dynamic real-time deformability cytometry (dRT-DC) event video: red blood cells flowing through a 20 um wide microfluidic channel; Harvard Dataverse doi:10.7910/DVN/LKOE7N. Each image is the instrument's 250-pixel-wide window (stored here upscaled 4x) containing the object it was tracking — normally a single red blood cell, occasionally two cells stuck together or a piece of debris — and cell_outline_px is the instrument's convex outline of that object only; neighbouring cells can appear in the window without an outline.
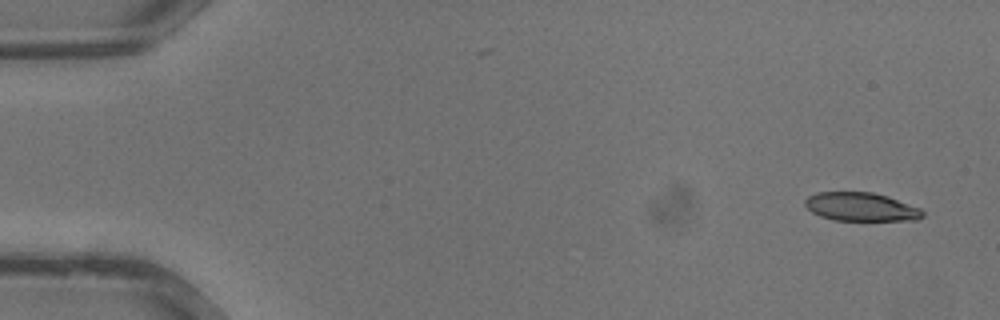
{"species": "common noctule bat (a hibernating species)", "species_latin": "Nyctalus noctula", "temperature_condition": "warm", "stored_images_in_passage": 34, "camera_frame_rate_fps": 3000, "um_per_image_px": 0.085, "animal": {"sex": "male", "body_mass_g": 13.3}, "frame": {"image": 1, "passage_image": 1, "time_ms": 0.0, "image_size_px": [1000, 320], "cell_outline_px": [[924, 216], [916, 220], [836, 220], [820, 216], [812, 212], [804, 204], [804, 200], [808, 196], [816, 192], [872, 192], [888, 196], [920, 208], [924, 212]], "centroid_in_image_um": [73.18, 17.57], "position_along_channel_um": 11.8, "area_um2": 19.54}}
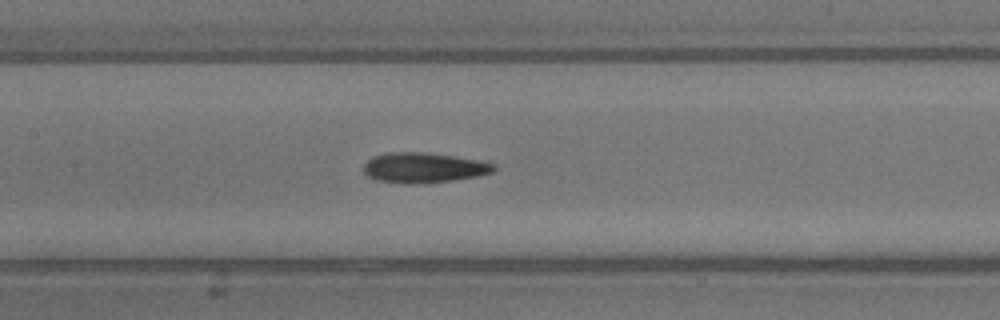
{"frame": {"image": 2, "passage_image": 16, "time_ms": 5.0, "image_size_px": [1000, 320], "cell_outline_px": [[496, 168], [492, 172], [476, 176], [452, 180], [412, 184], [404, 184], [376, 180], [368, 176], [364, 172], [364, 164], [372, 156], [392, 152], [420, 152], [452, 156], [480, 160], [496, 164]], "centroid_in_image_um": [35.99, 14.25], "position_along_channel_um": 171.4, "area_um2": 22.72}}
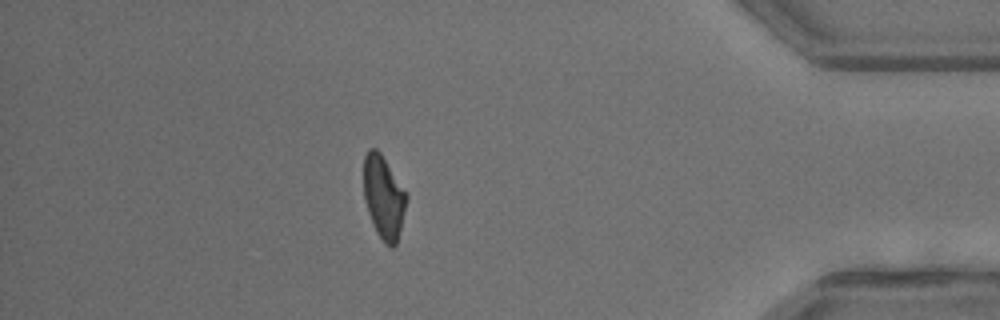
{"frame": {"image": 3, "passage_image": 30, "time_ms": 9.667, "image_size_px": [1000, 320], "cell_outline_px": [[408, 200], [396, 244], [392, 248], [384, 244], [376, 232], [372, 224], [364, 200], [364, 156], [368, 148], [376, 148], [380, 152], [408, 196]], "centroid_in_image_um": [32.6, 16.78], "position_along_channel_um": 402.6, "area_um2": 20.69}}